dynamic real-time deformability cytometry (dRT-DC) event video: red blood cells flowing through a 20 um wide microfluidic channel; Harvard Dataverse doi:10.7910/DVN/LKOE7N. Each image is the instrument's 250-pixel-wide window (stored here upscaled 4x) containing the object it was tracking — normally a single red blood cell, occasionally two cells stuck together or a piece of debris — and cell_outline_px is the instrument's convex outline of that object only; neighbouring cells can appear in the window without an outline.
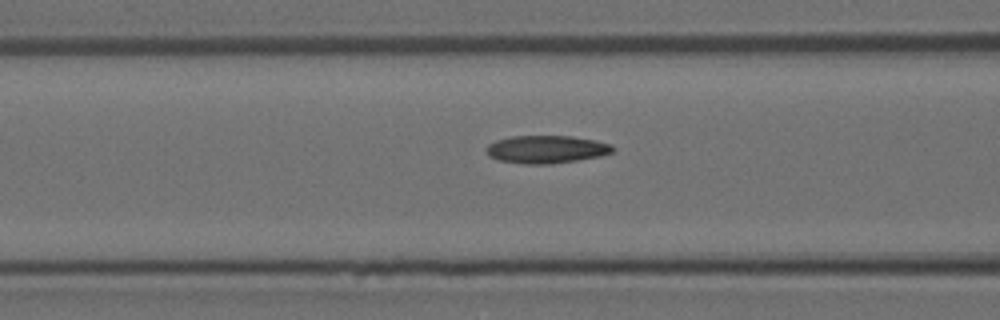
{"species": "Egyptian fruit bat (a non-hibernating species)", "species_latin": "Rousettus aegyptiacus", "temperature_condition": "room temperature", "stored_images_in_passage": 15, "camera_frame_rate_fps": 3000, "um_per_image_px": 0.085, "animal": {"sex": "female"}, "frame": {"image": 1, "passage_image": 13, "time_ms": 4.0, "image_size_px": [1000, 320], "cell_outline_px": [[616, 148], [612, 152], [600, 156], [576, 160], [548, 164], [524, 164], [500, 160], [488, 156], [488, 144], [496, 140], [512, 136], [572, 136], [596, 140], [612, 144]], "centroid_in_image_um": [46.48, 12.68], "position_along_channel_um": 120.1, "area_um2": 20.4}}